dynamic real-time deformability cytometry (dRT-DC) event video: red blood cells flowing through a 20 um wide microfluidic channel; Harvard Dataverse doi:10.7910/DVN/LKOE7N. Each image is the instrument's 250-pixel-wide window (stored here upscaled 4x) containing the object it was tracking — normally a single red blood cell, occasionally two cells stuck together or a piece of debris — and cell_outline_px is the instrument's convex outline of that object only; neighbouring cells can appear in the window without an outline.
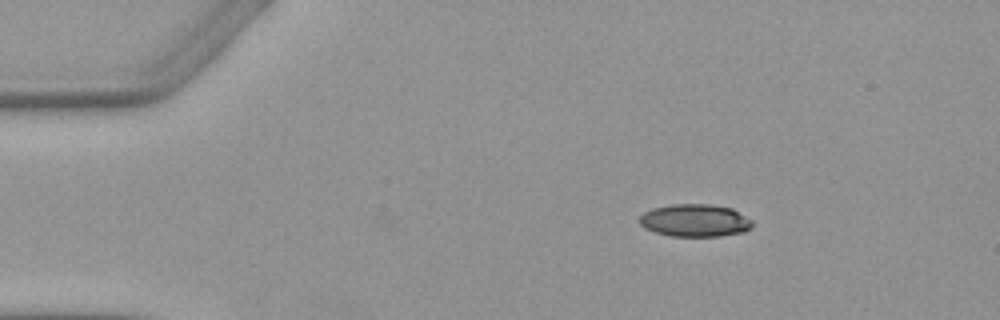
{"species": "Egyptian fruit bat (a non-hibernating species)", "species_latin": "Rousettus aegyptiacus", "temperature_condition": "warm", "stored_images_in_passage": 2, "camera_frame_rate_fps": 3000, "um_per_image_px": 0.085, "animal": {"sex": "female"}, "frame": {"image": 1, "passage_image": 1, "time_ms": 0.0, "image_size_px": [1000, 320], "cell_outline_px": [[752, 228], [744, 232], [720, 236], [672, 236], [656, 232], [644, 228], [640, 224], [640, 216], [644, 212], [652, 208], [672, 204], [712, 204], [732, 208], [752, 220]], "centroid_in_image_um": [59.09, 18.73], "position_along_channel_um": 25.9, "area_um2": 21.5}}